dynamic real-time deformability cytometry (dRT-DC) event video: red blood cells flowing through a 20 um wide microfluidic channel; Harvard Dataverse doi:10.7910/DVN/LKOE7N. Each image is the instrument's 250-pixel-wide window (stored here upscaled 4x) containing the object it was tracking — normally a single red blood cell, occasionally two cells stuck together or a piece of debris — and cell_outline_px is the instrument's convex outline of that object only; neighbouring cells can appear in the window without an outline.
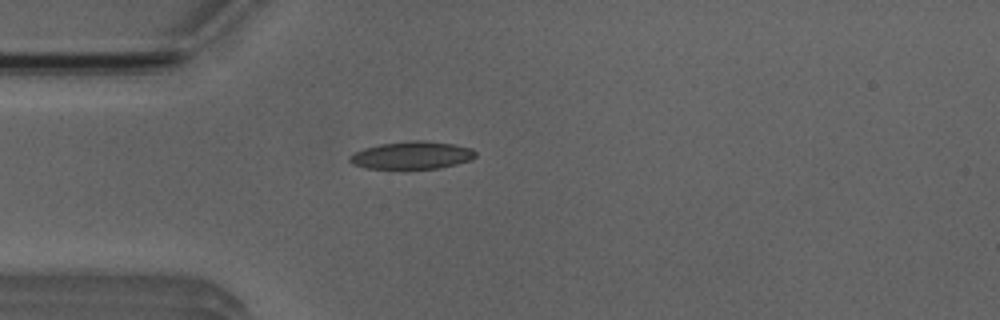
{"species": "Egyptian fruit bat (a non-hibernating species)", "species_latin": "Rousettus aegyptiacus", "temperature_condition": "room temperature", "stored_images_in_passage": 3, "camera_frame_rate_fps": 3000, "um_per_image_px": 0.085, "animal": {"sex": "male"}, "frame": {"image": 1, "passage_image": 3, "time_ms": 2.333, "image_size_px": [1000, 320], "cell_outline_px": [[476, 156], [472, 160], [440, 168], [364, 168], [352, 164], [348, 160], [348, 156], [364, 148], [380, 144], [412, 140], [424, 140], [452, 144], [472, 148], [476, 152]], "centroid_in_image_um": [35.02, 13.19], "position_along_channel_um": 50.0, "area_um2": 20.23}}